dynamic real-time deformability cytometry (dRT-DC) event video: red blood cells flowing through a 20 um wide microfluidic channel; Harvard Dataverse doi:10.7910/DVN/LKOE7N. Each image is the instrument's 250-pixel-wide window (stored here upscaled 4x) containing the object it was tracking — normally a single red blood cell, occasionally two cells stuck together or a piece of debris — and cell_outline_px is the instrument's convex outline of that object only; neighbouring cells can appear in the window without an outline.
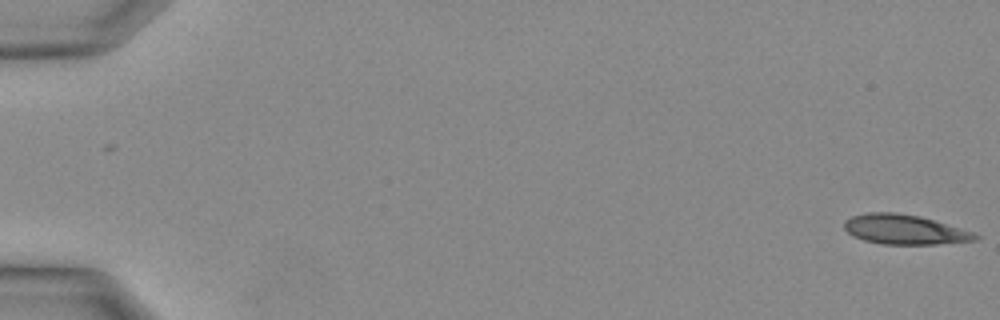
{"species": "Egyptian fruit bat (a non-hibernating species)", "species_latin": "Rousettus aegyptiacus", "temperature_condition": "warm", "stored_images_in_passage": 35, "camera_frame_rate_fps": 3000, "um_per_image_px": 0.085, "animal": {"sex": "female"}, "frame": {"image": 1, "passage_image": 1, "time_ms": 0.0, "image_size_px": [1000, 320], "cell_outline_px": [[980, 236], [976, 240], [936, 244], [880, 244], [864, 240], [852, 236], [844, 228], [844, 220], [852, 216], [868, 212], [896, 212], [920, 216], [972, 232]], "centroid_in_image_um": [76.83, 19.5], "position_along_channel_um": 8.2, "area_um2": 22.54}}
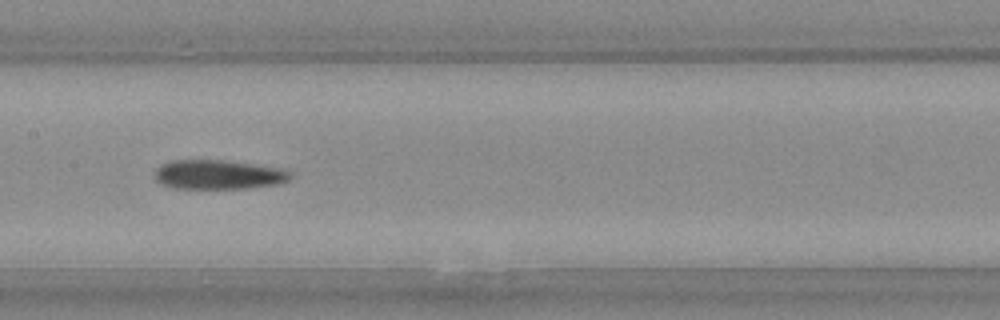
{"frame": {"image": 2, "passage_image": 18, "time_ms": 5.667, "image_size_px": [1000, 320], "cell_outline_px": [[292, 176], [288, 180], [280, 184], [248, 188], [172, 188], [160, 184], [156, 180], [156, 168], [172, 160], [220, 160], [284, 168], [292, 172]], "centroid_in_image_um": [18.6, 14.85], "position_along_channel_um": 188.8, "area_um2": 23.18}}
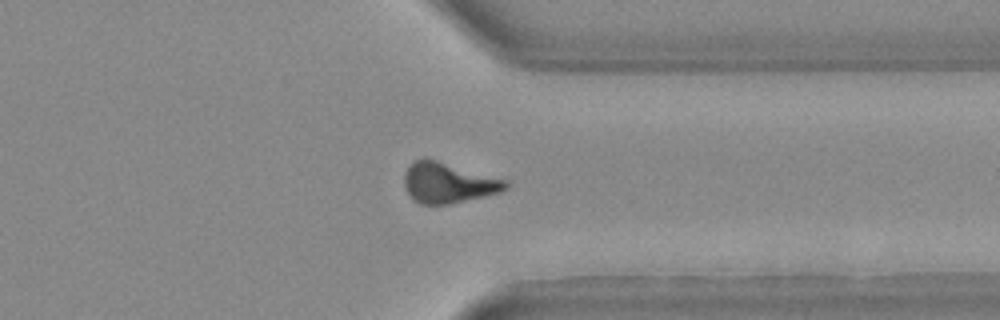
{"frame": {"image": 3, "passage_image": 27, "time_ms": 8.667, "image_size_px": [1000, 320], "cell_outline_px": [[508, 188], [500, 192], [448, 204], [420, 204], [404, 188], [404, 172], [416, 160], [424, 156], [508, 180]], "centroid_in_image_um": [38.1, 15.51], "position_along_channel_um": 373.3, "area_um2": 23.81}}